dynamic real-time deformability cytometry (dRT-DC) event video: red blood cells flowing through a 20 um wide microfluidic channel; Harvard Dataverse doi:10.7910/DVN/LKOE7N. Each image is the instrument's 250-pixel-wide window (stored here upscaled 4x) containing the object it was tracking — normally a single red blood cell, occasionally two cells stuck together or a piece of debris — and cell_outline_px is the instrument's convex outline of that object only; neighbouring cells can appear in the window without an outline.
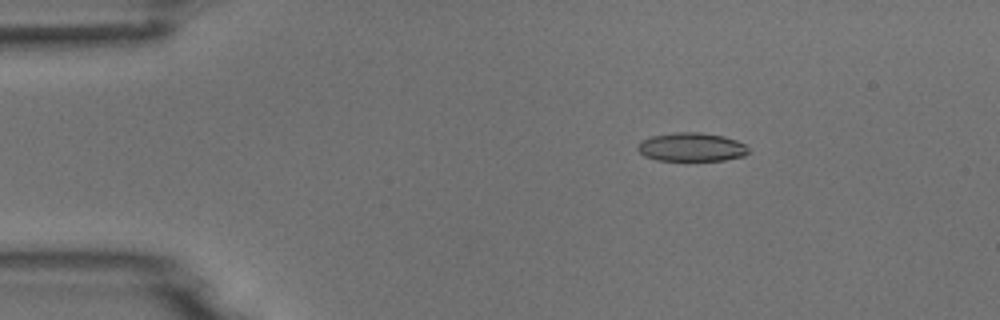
{"species": "common noctule bat (a hibernating species)", "species_latin": "Nyctalus noctula", "temperature_condition": "room temperature", "stored_images_in_passage": 5, "camera_frame_rate_fps": 3000, "um_per_image_px": 0.085, "animal": {"sex": "male", "body_mass_g": 18.8}, "frame": {"image": 1, "passage_image": 3, "time_ms": 2.333, "image_size_px": [1000, 320], "cell_outline_px": [[748, 152], [744, 156], [724, 160], [656, 160], [644, 156], [636, 148], [640, 140], [652, 136], [672, 132], [700, 132], [724, 136], [736, 140], [744, 144], [748, 148]], "centroid_in_image_um": [58.75, 12.49], "position_along_channel_um": 26.3, "area_um2": 18.55}}
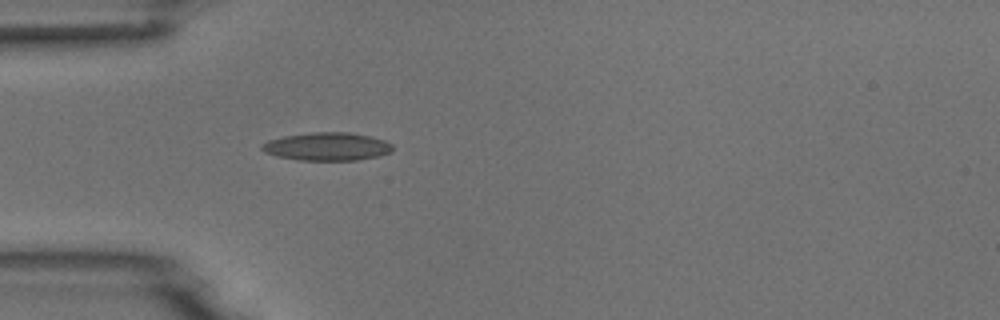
{"frame": {"image": 2, "passage_image": 5, "time_ms": 4.667, "image_size_px": [1000, 320], "cell_outline_px": [[392, 152], [380, 156], [356, 160], [300, 160], [280, 156], [264, 152], [260, 148], [260, 144], [268, 140], [284, 136], [312, 132], [348, 132], [372, 136], [384, 140], [392, 144]], "centroid_in_image_um": [27.82, 12.45], "position_along_channel_um": 57.2, "area_um2": 21.44}}